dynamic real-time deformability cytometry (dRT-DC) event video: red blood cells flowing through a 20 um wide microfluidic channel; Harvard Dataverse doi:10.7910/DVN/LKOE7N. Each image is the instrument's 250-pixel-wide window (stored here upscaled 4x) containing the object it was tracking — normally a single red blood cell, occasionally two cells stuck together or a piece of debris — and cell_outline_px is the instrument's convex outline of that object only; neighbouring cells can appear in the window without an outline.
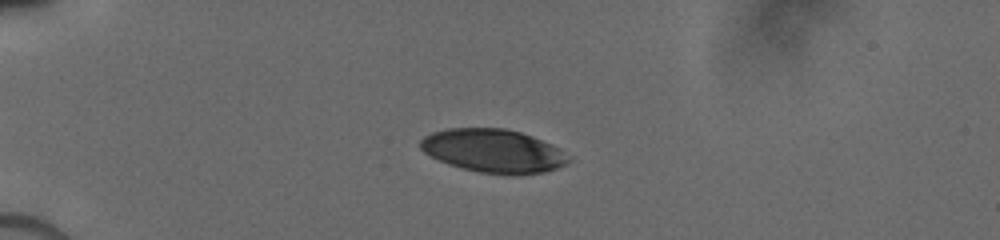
{"species": "human", "species_latin": "Homo sapiens", "temperature_condition": "cold", "stored_images_in_passage": 25, "camera_frame_rate_fps": 3000, "um_per_image_px": 0.085, "donor": {"sex": "male"}, "frame": {"image": 1, "passage_image": 7, "time_ms": 4.333, "image_size_px": [1000, 240], "cell_outline_px": [[572, 160], [556, 168], [544, 172], [520, 176], [480, 172], [448, 164], [424, 152], [420, 148], [420, 140], [424, 136], [432, 132], [448, 128], [504, 128], [520, 132], [532, 136], [552, 144], [560, 148]], "centroid_in_image_um": [41.96, 12.82], "position_along_channel_um": 43.0, "area_um2": 37.51}}
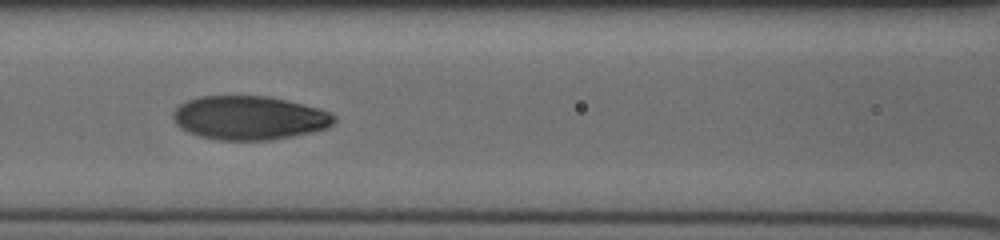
{"frame": {"image": 2, "passage_image": 12, "time_ms": 8.0, "image_size_px": [1000, 240], "cell_outline_px": [[336, 120], [328, 128], [312, 132], [272, 140], [216, 140], [200, 136], [188, 132], [180, 128], [172, 120], [172, 112], [180, 104], [188, 100], [200, 96], [268, 96], [320, 108], [336, 116]], "centroid_in_image_um": [21.17, 10.02], "position_along_channel_um": 145.4, "area_um2": 41.33}}
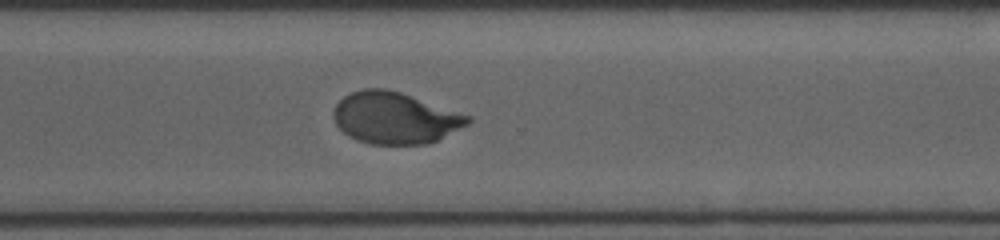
{"frame": {"image": 3, "passage_image": 25, "time_ms": 12.667, "image_size_px": [1000, 240], "cell_outline_px": [[472, 120], [468, 124], [436, 140], [424, 144], [372, 144], [356, 140], [348, 136], [336, 124], [332, 116], [332, 112], [336, 104], [344, 96], [352, 92], [364, 88], [384, 88], [400, 92], [472, 116]], "centroid_in_image_um": [33.55, 10.02], "position_along_channel_um": 337.1, "area_um2": 40.23}}